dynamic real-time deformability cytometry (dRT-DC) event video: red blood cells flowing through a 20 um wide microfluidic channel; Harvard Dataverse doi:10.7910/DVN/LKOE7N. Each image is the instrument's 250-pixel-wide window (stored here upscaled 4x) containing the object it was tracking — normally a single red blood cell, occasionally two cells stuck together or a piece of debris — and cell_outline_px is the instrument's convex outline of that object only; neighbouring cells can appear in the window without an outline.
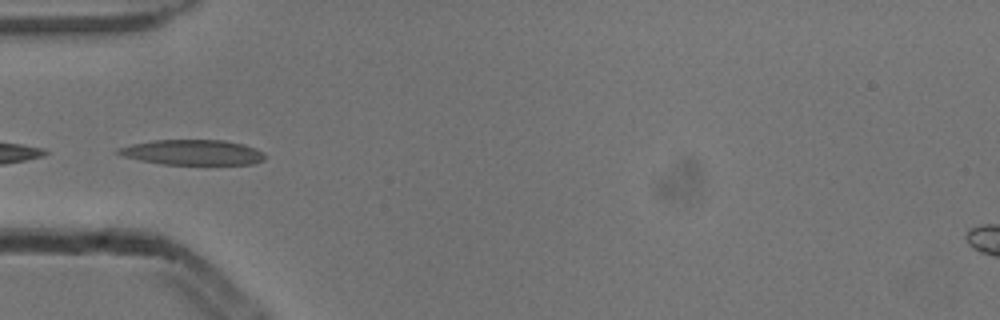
{"species": "common noctule bat (a hibernating species)", "species_latin": "Nyctalus noctula", "temperature_condition": "cold", "stored_images_in_passage": 4, "camera_frame_rate_fps": 3000, "um_per_image_px": 0.085, "animal": {"sex": "male", "body_mass_g": 13.3}, "frame": {"image": 1, "passage_image": 4, "time_ms": 1.0, "image_size_px": [1000, 320], "cell_outline_px": [[264, 160], [252, 164], [160, 164], [140, 160], [124, 156], [116, 152], [116, 148], [132, 144], [152, 140], [224, 140], [244, 144], [256, 148], [264, 152]], "centroid_in_image_um": [16.38, 12.94], "position_along_channel_um": 68.6, "area_um2": 21.56}}